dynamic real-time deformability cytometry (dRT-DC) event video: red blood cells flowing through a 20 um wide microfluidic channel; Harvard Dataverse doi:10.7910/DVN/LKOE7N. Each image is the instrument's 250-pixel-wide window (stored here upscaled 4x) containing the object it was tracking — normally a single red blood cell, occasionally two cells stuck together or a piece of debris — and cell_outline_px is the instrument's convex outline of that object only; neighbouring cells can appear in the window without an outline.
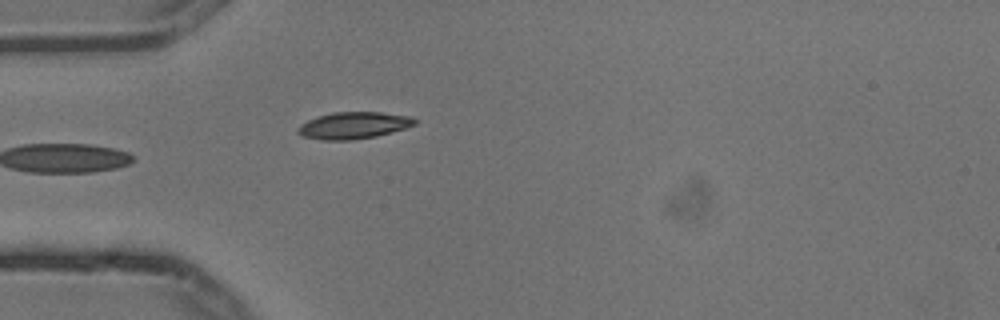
{"species": "common noctule bat (a hibernating species)", "species_latin": "Nyctalus noctula", "temperature_condition": "cold", "stored_images_in_passage": 1, "camera_frame_rate_fps": 3000, "um_per_image_px": 0.085, "animal": {"sex": "male", "body_mass_g": 13.3}, "frame": {"image": 1, "passage_image": 1, "time_ms": 0.0, "image_size_px": [1000, 320], "cell_outline_px": [[416, 124], [404, 128], [376, 136], [352, 140], [324, 140], [300, 136], [296, 132], [296, 128], [300, 124], [308, 120], [332, 112], [380, 112], [408, 116], [416, 120]], "centroid_in_image_um": [29.99, 10.66], "position_along_channel_um": 55.0, "area_um2": 18.15}}